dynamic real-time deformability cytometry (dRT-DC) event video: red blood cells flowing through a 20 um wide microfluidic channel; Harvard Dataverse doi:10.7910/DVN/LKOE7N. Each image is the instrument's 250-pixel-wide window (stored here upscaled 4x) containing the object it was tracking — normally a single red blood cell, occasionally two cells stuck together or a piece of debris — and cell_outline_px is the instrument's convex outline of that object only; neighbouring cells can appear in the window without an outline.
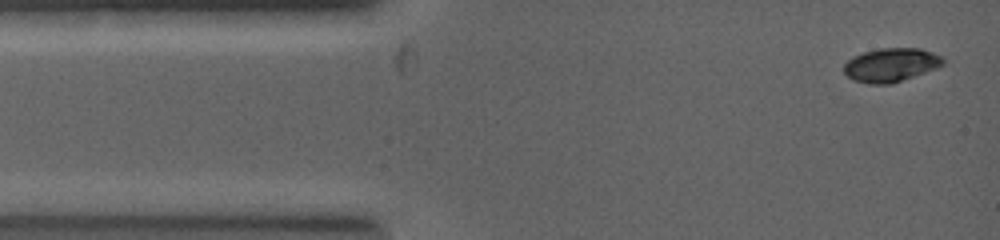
{"species": "common noctule bat (a hibernating species)", "species_latin": "Nyctalus noctula", "temperature_condition": "warm", "stored_images_in_passage": 9, "camera_frame_rate_fps": 5000, "um_per_image_px": 0.085, "animal": {"sex": "female", "body_mass_g": 19.0, "forearm_length_mm": 53.3}, "frame": {"image": 1, "passage_image": 1, "time_ms": 0.0, "image_size_px": [1000, 240], "cell_outline_px": [[944, 64], [936, 68], [892, 84], [872, 84], [856, 80], [848, 76], [844, 72], [844, 64], [852, 56], [864, 52], [880, 48], [920, 48], [932, 52], [940, 56], [944, 60]], "centroid_in_image_um": [75.73, 5.51], "position_along_channel_um": 9.3, "area_um2": 19.31}}
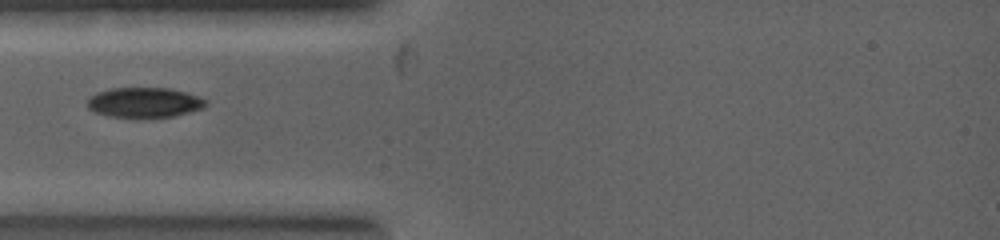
{"frame": {"image": 2, "passage_image": 6, "time_ms": 2.0, "image_size_px": [1000, 240], "cell_outline_px": [[208, 104], [204, 108], [176, 116], [108, 116], [96, 112], [88, 108], [88, 100], [92, 96], [100, 92], [112, 88], [168, 88], [184, 92], [196, 96], [204, 100]], "centroid_in_image_um": [12.3, 8.7], "position_along_channel_um": 72.7, "area_um2": 20.11}}